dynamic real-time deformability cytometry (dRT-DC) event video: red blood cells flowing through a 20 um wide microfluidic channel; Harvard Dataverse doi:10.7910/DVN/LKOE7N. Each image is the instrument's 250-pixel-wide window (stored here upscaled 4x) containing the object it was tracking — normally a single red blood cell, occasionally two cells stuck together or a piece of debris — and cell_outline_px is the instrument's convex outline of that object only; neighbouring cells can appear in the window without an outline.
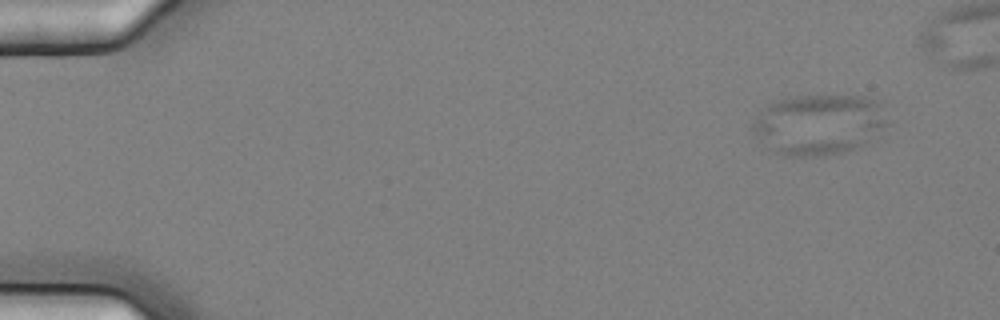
{"species": "common noctule bat (a hibernating species)", "species_latin": "Nyctalus noctula", "temperature_condition": "cold", "stored_images_in_passage": 7, "camera_frame_rate_fps": 3000, "um_per_image_px": 0.085, "animal": {"sex": "female", "body_mass_g": 25.1}, "frame": {"image": 1, "passage_image": 1, "time_ms": 0.0, "image_size_px": [1000, 320], "cell_outline_px": [[892, 124], [860, 144], [844, 152], [816, 156], [784, 156], [772, 152], [768, 148], [752, 128], [752, 124], [756, 116], [768, 104], [788, 96], [864, 96], [884, 100], [892, 120]], "centroid_in_image_um": [69.71, 10.54], "position_along_channel_um": 15.3, "area_um2": 48.26}}